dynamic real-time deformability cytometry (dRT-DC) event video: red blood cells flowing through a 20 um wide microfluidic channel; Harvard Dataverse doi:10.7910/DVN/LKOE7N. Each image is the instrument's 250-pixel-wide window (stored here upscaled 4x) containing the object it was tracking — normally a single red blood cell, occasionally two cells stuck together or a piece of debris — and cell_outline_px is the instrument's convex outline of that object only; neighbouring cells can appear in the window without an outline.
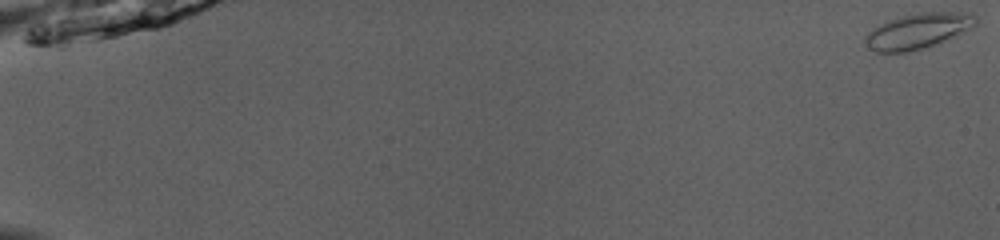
{"species": "common noctule bat (a hibernating species)", "species_latin": "Nyctalus noctula", "temperature_condition": "room temperature", "stored_images_in_passage": 52, "camera_frame_rate_fps": 3000, "um_per_image_px": 0.085, "animal": {"sex": "male", "body_mass_g": 13.0, "forearm_length_mm": 53.1}, "frame": {"image": 1, "passage_image": 1, "time_ms": 0.0, "image_size_px": [1000, 240], "cell_outline_px": [[976, 24], [964, 32], [924, 48], [908, 52], [876, 52], [868, 48], [864, 44], [864, 36], [872, 28], [888, 20], [920, 12], [972, 12], [976, 16]], "centroid_in_image_um": [78.0, 2.63], "position_along_channel_um": 7.0, "area_um2": 22.77}}
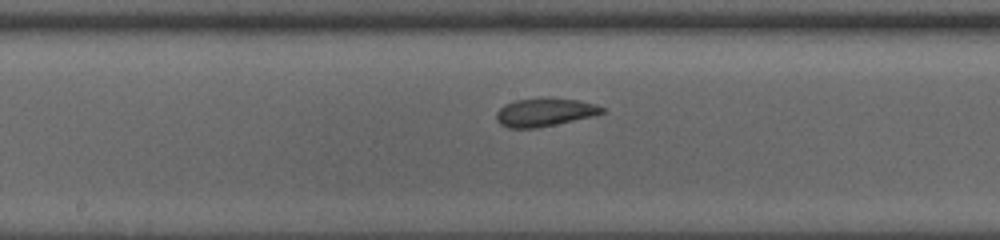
{"frame": {"image": 2, "passage_image": 30, "time_ms": 9.667, "image_size_px": [1000, 240], "cell_outline_px": [[604, 112], [592, 116], [536, 128], [508, 128], [500, 124], [496, 120], [496, 112], [504, 104], [516, 100], [576, 100], [596, 104], [604, 108]], "centroid_in_image_um": [46.25, 9.58], "position_along_channel_um": 202.0, "area_um2": 16.65}}
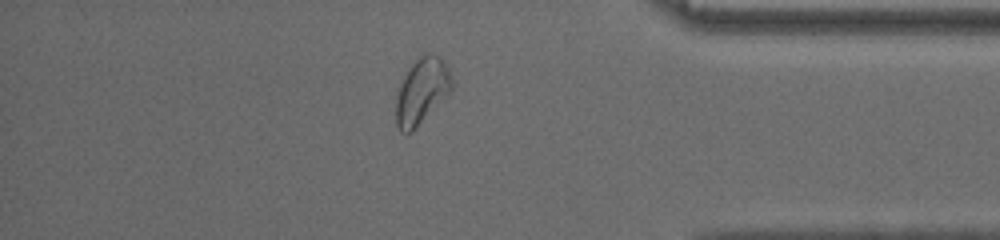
{"frame": {"image": 3, "passage_image": 46, "time_ms": 15.0, "image_size_px": [1000, 240], "cell_outline_px": [[452, 88], [416, 128], [412, 132], [400, 132], [396, 124], [396, 96], [400, 84], [408, 68], [424, 52], [432, 52], [440, 56], [444, 60], [452, 76]], "centroid_in_image_um": [35.84, 7.7], "position_along_channel_um": 399.4, "area_um2": 21.33}, "authors_computed_cell_mechanics": {"area_um2": 19.074, "velocity_mm_per_s": 4.0346, "shape_relaxation_time_tau1_ms": null, "shape_relaxation_time_tau2_ms": 1.55, "deformation_change_tau1": null, "deformation_change_tau2": 0.0437}}